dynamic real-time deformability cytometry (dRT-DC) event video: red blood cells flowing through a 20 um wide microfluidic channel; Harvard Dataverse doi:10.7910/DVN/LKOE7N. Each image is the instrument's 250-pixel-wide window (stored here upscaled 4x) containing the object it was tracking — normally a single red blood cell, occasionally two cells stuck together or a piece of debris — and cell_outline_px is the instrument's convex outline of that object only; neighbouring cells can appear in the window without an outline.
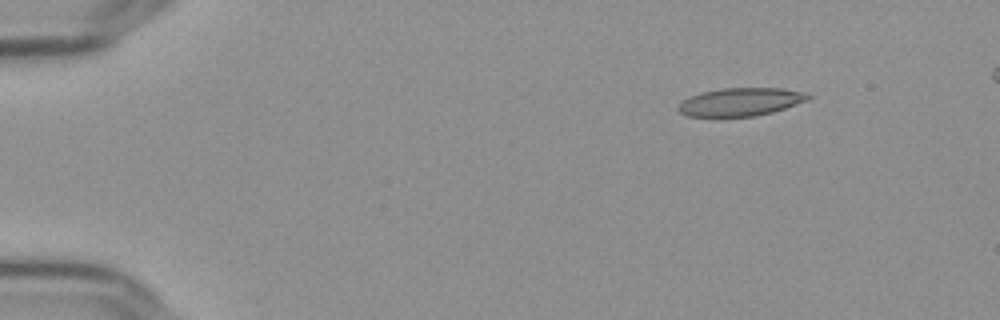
{"species": "Egyptian fruit bat (a non-hibernating species)", "species_latin": "Rousettus aegyptiacus", "temperature_condition": "cold", "stored_images_in_passage": 51, "segment_of_instrument_passage": [1, 2], "camera_frame_rate_fps": 3000, "um_per_image_px": 0.085, "frame": {"image": 1, "passage_image": 1, "time_ms": 0.0, "image_size_px": [1000, 320], "cell_outline_px": [[812, 96], [808, 100], [772, 112], [752, 116], [688, 116], [680, 112], [676, 108], [688, 96], [700, 92], [720, 88], [780, 88], [808, 92]], "centroid_in_image_um": [62.95, 8.64], "position_along_channel_um": 22.0, "area_um2": 21.21}}
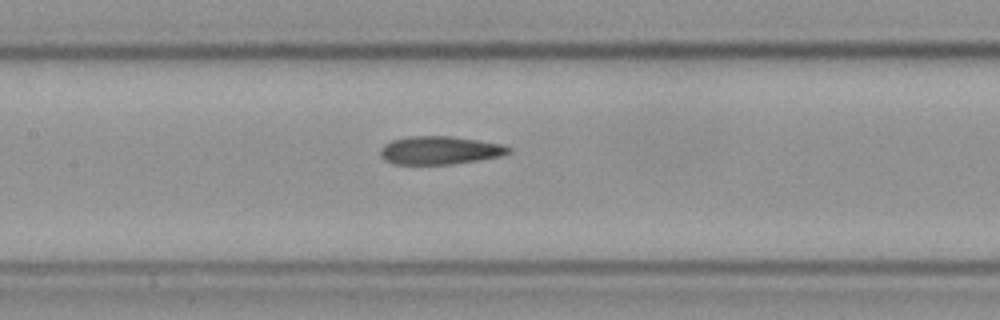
{"frame": {"image": 2, "passage_image": 21, "time_ms": 6.667, "image_size_px": [1000, 320], "cell_outline_px": [[512, 152], [500, 156], [480, 160], [452, 164], [392, 164], [384, 160], [380, 156], [380, 148], [384, 144], [392, 140], [408, 136], [452, 136], [504, 144], [512, 148]], "centroid_in_image_um": [37.39, 12.77], "position_along_channel_um": 170.0, "area_um2": 21.33}}
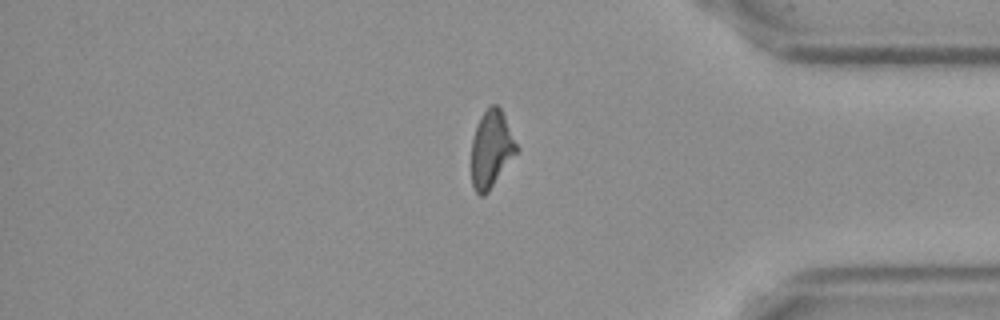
{"frame": {"image": 3, "passage_image": 41, "time_ms": 13.333, "image_size_px": [1000, 320], "cell_outline_px": [[520, 148], [488, 192], [484, 196], [480, 196], [476, 192], [472, 184], [472, 140], [476, 124], [480, 116], [492, 104], [496, 104], [500, 108]], "centroid_in_image_um": [41.76, 12.67], "position_along_channel_um": 393.4, "area_um2": 20.23}}